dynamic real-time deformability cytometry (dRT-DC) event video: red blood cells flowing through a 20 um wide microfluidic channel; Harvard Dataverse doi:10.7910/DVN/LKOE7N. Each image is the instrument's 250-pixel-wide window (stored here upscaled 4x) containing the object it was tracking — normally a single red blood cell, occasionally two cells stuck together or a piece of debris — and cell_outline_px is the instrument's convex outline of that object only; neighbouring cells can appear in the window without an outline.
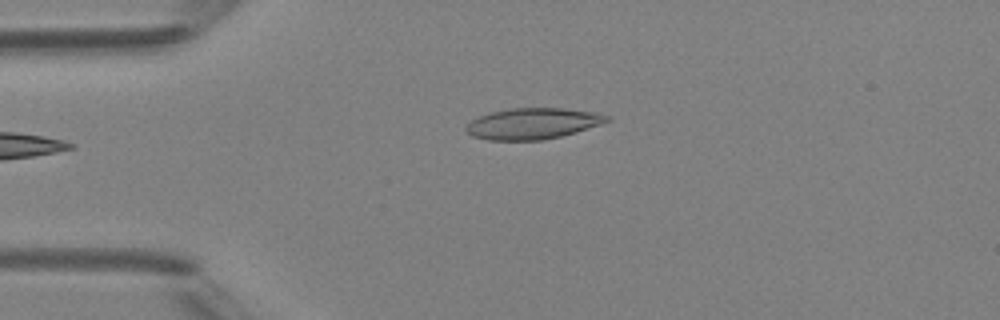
{"species": "Egyptian fruit bat (a non-hibernating species)", "species_latin": "Rousettus aegyptiacus", "temperature_condition": "room temperature", "stored_images_in_passage": 5, "camera_frame_rate_fps": 3000, "um_per_image_px": 0.085, "animal": {"sex": "female"}, "frame": {"image": 1, "passage_image": 5, "time_ms": 5.333, "image_size_px": [1000, 320], "cell_outline_px": [[612, 120], [576, 132], [544, 140], [488, 140], [472, 136], [464, 128], [472, 120], [488, 112], [512, 108], [564, 108], [596, 112], [608, 116]], "centroid_in_image_um": [45.28, 10.5], "position_along_channel_um": 39.7, "area_um2": 25.49}}